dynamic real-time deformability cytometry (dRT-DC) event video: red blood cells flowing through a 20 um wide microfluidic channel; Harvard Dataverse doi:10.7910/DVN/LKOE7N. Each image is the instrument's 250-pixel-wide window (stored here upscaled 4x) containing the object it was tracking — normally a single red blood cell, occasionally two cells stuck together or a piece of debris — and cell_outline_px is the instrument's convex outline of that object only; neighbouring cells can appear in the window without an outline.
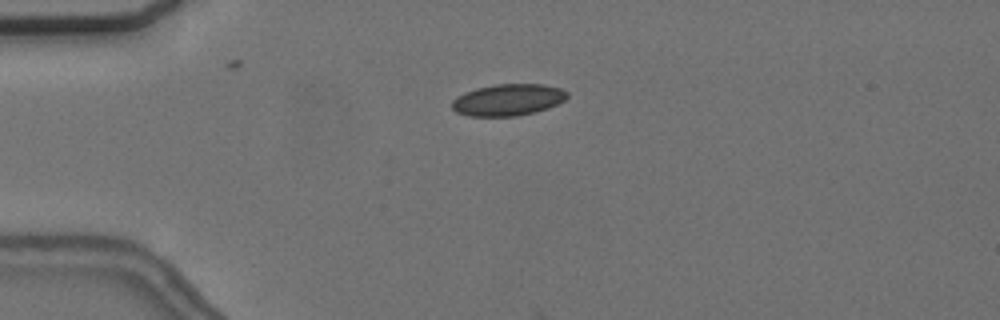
{"species": "common noctule bat (a hibernating species)", "species_latin": "Nyctalus noctula", "temperature_condition": "cold", "stored_images_in_passage": 2, "camera_frame_rate_fps": 3000, "um_per_image_px": 0.085, "animal": {"sex": "female", "body_mass_g": 24.6, "forearm_length_mm": 56.2}, "frame": {"image": 1, "passage_image": 1, "time_ms": 0.0, "image_size_px": [1000, 320], "cell_outline_px": [[568, 96], [564, 100], [548, 108], [536, 112], [516, 116], [468, 116], [456, 112], [452, 108], [452, 100], [464, 92], [476, 88], [496, 84], [544, 84], [560, 88], [568, 92]], "centroid_in_image_um": [43.18, 8.48], "position_along_channel_um": 41.8, "area_um2": 21.33}}